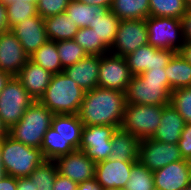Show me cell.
I'll return each mask as SVG.
<instances>
[{
  "label": "cell",
  "instance_id": "cell-1",
  "mask_svg": "<svg viewBox=\"0 0 191 190\" xmlns=\"http://www.w3.org/2000/svg\"><path fill=\"white\" fill-rule=\"evenodd\" d=\"M125 107L124 92L96 87L85 92L78 116L84 126L121 128Z\"/></svg>",
  "mask_w": 191,
  "mask_h": 190
},
{
  "label": "cell",
  "instance_id": "cell-2",
  "mask_svg": "<svg viewBox=\"0 0 191 190\" xmlns=\"http://www.w3.org/2000/svg\"><path fill=\"white\" fill-rule=\"evenodd\" d=\"M165 68L133 75L125 92L126 104L165 106L171 103V86Z\"/></svg>",
  "mask_w": 191,
  "mask_h": 190
},
{
  "label": "cell",
  "instance_id": "cell-3",
  "mask_svg": "<svg viewBox=\"0 0 191 190\" xmlns=\"http://www.w3.org/2000/svg\"><path fill=\"white\" fill-rule=\"evenodd\" d=\"M85 91L63 72L52 75L40 102L55 115L78 114Z\"/></svg>",
  "mask_w": 191,
  "mask_h": 190
},
{
  "label": "cell",
  "instance_id": "cell-4",
  "mask_svg": "<svg viewBox=\"0 0 191 190\" xmlns=\"http://www.w3.org/2000/svg\"><path fill=\"white\" fill-rule=\"evenodd\" d=\"M54 115L40 101H34L21 120L9 130V135L26 146L40 149Z\"/></svg>",
  "mask_w": 191,
  "mask_h": 190
},
{
  "label": "cell",
  "instance_id": "cell-5",
  "mask_svg": "<svg viewBox=\"0 0 191 190\" xmlns=\"http://www.w3.org/2000/svg\"><path fill=\"white\" fill-rule=\"evenodd\" d=\"M1 157L6 175L27 177L45 158L42 150L26 146L9 134L3 137Z\"/></svg>",
  "mask_w": 191,
  "mask_h": 190
},
{
  "label": "cell",
  "instance_id": "cell-6",
  "mask_svg": "<svg viewBox=\"0 0 191 190\" xmlns=\"http://www.w3.org/2000/svg\"><path fill=\"white\" fill-rule=\"evenodd\" d=\"M163 107L126 104L121 128L139 140L151 138L161 123Z\"/></svg>",
  "mask_w": 191,
  "mask_h": 190
},
{
  "label": "cell",
  "instance_id": "cell-7",
  "mask_svg": "<svg viewBox=\"0 0 191 190\" xmlns=\"http://www.w3.org/2000/svg\"><path fill=\"white\" fill-rule=\"evenodd\" d=\"M34 99L16 76H12L0 94V118L8 130L17 124Z\"/></svg>",
  "mask_w": 191,
  "mask_h": 190
},
{
  "label": "cell",
  "instance_id": "cell-8",
  "mask_svg": "<svg viewBox=\"0 0 191 190\" xmlns=\"http://www.w3.org/2000/svg\"><path fill=\"white\" fill-rule=\"evenodd\" d=\"M145 20L148 44L157 49H168L178 52L185 42L181 19L149 16Z\"/></svg>",
  "mask_w": 191,
  "mask_h": 190
},
{
  "label": "cell",
  "instance_id": "cell-9",
  "mask_svg": "<svg viewBox=\"0 0 191 190\" xmlns=\"http://www.w3.org/2000/svg\"><path fill=\"white\" fill-rule=\"evenodd\" d=\"M132 76L125 57L110 53L100 56L98 87L125 93Z\"/></svg>",
  "mask_w": 191,
  "mask_h": 190
},
{
  "label": "cell",
  "instance_id": "cell-10",
  "mask_svg": "<svg viewBox=\"0 0 191 190\" xmlns=\"http://www.w3.org/2000/svg\"><path fill=\"white\" fill-rule=\"evenodd\" d=\"M116 129L117 127L108 125L84 126L78 150L95 163L109 159L112 151L111 139Z\"/></svg>",
  "mask_w": 191,
  "mask_h": 190
},
{
  "label": "cell",
  "instance_id": "cell-11",
  "mask_svg": "<svg viewBox=\"0 0 191 190\" xmlns=\"http://www.w3.org/2000/svg\"><path fill=\"white\" fill-rule=\"evenodd\" d=\"M147 44L148 32L145 19L120 20L115 41L109 52L125 57Z\"/></svg>",
  "mask_w": 191,
  "mask_h": 190
},
{
  "label": "cell",
  "instance_id": "cell-12",
  "mask_svg": "<svg viewBox=\"0 0 191 190\" xmlns=\"http://www.w3.org/2000/svg\"><path fill=\"white\" fill-rule=\"evenodd\" d=\"M138 160L152 172L169 163L183 160L178 144L159 142L151 138L140 140Z\"/></svg>",
  "mask_w": 191,
  "mask_h": 190
},
{
  "label": "cell",
  "instance_id": "cell-13",
  "mask_svg": "<svg viewBox=\"0 0 191 190\" xmlns=\"http://www.w3.org/2000/svg\"><path fill=\"white\" fill-rule=\"evenodd\" d=\"M175 53L172 50L157 49L147 44L125 56V59L130 73L139 75L144 71L165 68Z\"/></svg>",
  "mask_w": 191,
  "mask_h": 190
},
{
  "label": "cell",
  "instance_id": "cell-14",
  "mask_svg": "<svg viewBox=\"0 0 191 190\" xmlns=\"http://www.w3.org/2000/svg\"><path fill=\"white\" fill-rule=\"evenodd\" d=\"M58 173L77 184L95 178L96 163L81 150H75L55 160Z\"/></svg>",
  "mask_w": 191,
  "mask_h": 190
},
{
  "label": "cell",
  "instance_id": "cell-15",
  "mask_svg": "<svg viewBox=\"0 0 191 190\" xmlns=\"http://www.w3.org/2000/svg\"><path fill=\"white\" fill-rule=\"evenodd\" d=\"M11 31L20 41L23 50L29 57L49 40L45 30L44 18L40 15L25 19L16 24Z\"/></svg>",
  "mask_w": 191,
  "mask_h": 190
},
{
  "label": "cell",
  "instance_id": "cell-16",
  "mask_svg": "<svg viewBox=\"0 0 191 190\" xmlns=\"http://www.w3.org/2000/svg\"><path fill=\"white\" fill-rule=\"evenodd\" d=\"M29 60L20 41L9 30L0 33V70L16 76Z\"/></svg>",
  "mask_w": 191,
  "mask_h": 190
},
{
  "label": "cell",
  "instance_id": "cell-17",
  "mask_svg": "<svg viewBox=\"0 0 191 190\" xmlns=\"http://www.w3.org/2000/svg\"><path fill=\"white\" fill-rule=\"evenodd\" d=\"M155 190H177L191 182V161L183 159L153 172Z\"/></svg>",
  "mask_w": 191,
  "mask_h": 190
},
{
  "label": "cell",
  "instance_id": "cell-18",
  "mask_svg": "<svg viewBox=\"0 0 191 190\" xmlns=\"http://www.w3.org/2000/svg\"><path fill=\"white\" fill-rule=\"evenodd\" d=\"M136 162L107 159L96 163L95 179L103 189L124 188Z\"/></svg>",
  "mask_w": 191,
  "mask_h": 190
},
{
  "label": "cell",
  "instance_id": "cell-19",
  "mask_svg": "<svg viewBox=\"0 0 191 190\" xmlns=\"http://www.w3.org/2000/svg\"><path fill=\"white\" fill-rule=\"evenodd\" d=\"M51 127L62 138V156L79 149L84 125L78 114L54 115Z\"/></svg>",
  "mask_w": 191,
  "mask_h": 190
},
{
  "label": "cell",
  "instance_id": "cell-20",
  "mask_svg": "<svg viewBox=\"0 0 191 190\" xmlns=\"http://www.w3.org/2000/svg\"><path fill=\"white\" fill-rule=\"evenodd\" d=\"M100 56L87 55L77 63L68 66L63 73L85 92L98 87Z\"/></svg>",
  "mask_w": 191,
  "mask_h": 190
},
{
  "label": "cell",
  "instance_id": "cell-21",
  "mask_svg": "<svg viewBox=\"0 0 191 190\" xmlns=\"http://www.w3.org/2000/svg\"><path fill=\"white\" fill-rule=\"evenodd\" d=\"M52 75L49 71L29 59L16 77L34 101H39L49 86Z\"/></svg>",
  "mask_w": 191,
  "mask_h": 190
},
{
  "label": "cell",
  "instance_id": "cell-22",
  "mask_svg": "<svg viewBox=\"0 0 191 190\" xmlns=\"http://www.w3.org/2000/svg\"><path fill=\"white\" fill-rule=\"evenodd\" d=\"M185 124L178 111L171 104H167L162 110L161 123L151 139L178 144Z\"/></svg>",
  "mask_w": 191,
  "mask_h": 190
},
{
  "label": "cell",
  "instance_id": "cell-23",
  "mask_svg": "<svg viewBox=\"0 0 191 190\" xmlns=\"http://www.w3.org/2000/svg\"><path fill=\"white\" fill-rule=\"evenodd\" d=\"M140 140L133 134L117 128L111 139V154L109 159L123 162H137L139 158Z\"/></svg>",
  "mask_w": 191,
  "mask_h": 190
},
{
  "label": "cell",
  "instance_id": "cell-24",
  "mask_svg": "<svg viewBox=\"0 0 191 190\" xmlns=\"http://www.w3.org/2000/svg\"><path fill=\"white\" fill-rule=\"evenodd\" d=\"M45 30L49 40L55 42L74 39L79 30L76 22L66 12L44 18Z\"/></svg>",
  "mask_w": 191,
  "mask_h": 190
},
{
  "label": "cell",
  "instance_id": "cell-25",
  "mask_svg": "<svg viewBox=\"0 0 191 190\" xmlns=\"http://www.w3.org/2000/svg\"><path fill=\"white\" fill-rule=\"evenodd\" d=\"M109 9L98 5H87L78 0H71L65 12L72 21L76 22L79 28H86L90 23L95 22Z\"/></svg>",
  "mask_w": 191,
  "mask_h": 190
},
{
  "label": "cell",
  "instance_id": "cell-26",
  "mask_svg": "<svg viewBox=\"0 0 191 190\" xmlns=\"http://www.w3.org/2000/svg\"><path fill=\"white\" fill-rule=\"evenodd\" d=\"M165 71L171 91L191 87V64L185 61L178 52L173 55Z\"/></svg>",
  "mask_w": 191,
  "mask_h": 190
},
{
  "label": "cell",
  "instance_id": "cell-27",
  "mask_svg": "<svg viewBox=\"0 0 191 190\" xmlns=\"http://www.w3.org/2000/svg\"><path fill=\"white\" fill-rule=\"evenodd\" d=\"M110 10L120 20L146 19L150 15L149 0H113Z\"/></svg>",
  "mask_w": 191,
  "mask_h": 190
},
{
  "label": "cell",
  "instance_id": "cell-28",
  "mask_svg": "<svg viewBox=\"0 0 191 190\" xmlns=\"http://www.w3.org/2000/svg\"><path fill=\"white\" fill-rule=\"evenodd\" d=\"M29 59L53 75L64 71L57 51L56 42L53 40H48L37 49Z\"/></svg>",
  "mask_w": 191,
  "mask_h": 190
},
{
  "label": "cell",
  "instance_id": "cell-29",
  "mask_svg": "<svg viewBox=\"0 0 191 190\" xmlns=\"http://www.w3.org/2000/svg\"><path fill=\"white\" fill-rule=\"evenodd\" d=\"M120 19L109 9L88 27L93 28L98 39L110 50L115 41Z\"/></svg>",
  "mask_w": 191,
  "mask_h": 190
},
{
  "label": "cell",
  "instance_id": "cell-30",
  "mask_svg": "<svg viewBox=\"0 0 191 190\" xmlns=\"http://www.w3.org/2000/svg\"><path fill=\"white\" fill-rule=\"evenodd\" d=\"M57 174L55 160L45 159L28 177L34 182L36 190H52Z\"/></svg>",
  "mask_w": 191,
  "mask_h": 190
},
{
  "label": "cell",
  "instance_id": "cell-31",
  "mask_svg": "<svg viewBox=\"0 0 191 190\" xmlns=\"http://www.w3.org/2000/svg\"><path fill=\"white\" fill-rule=\"evenodd\" d=\"M149 10V16L177 19H181L188 11L184 0H149Z\"/></svg>",
  "mask_w": 191,
  "mask_h": 190
},
{
  "label": "cell",
  "instance_id": "cell-32",
  "mask_svg": "<svg viewBox=\"0 0 191 190\" xmlns=\"http://www.w3.org/2000/svg\"><path fill=\"white\" fill-rule=\"evenodd\" d=\"M79 44L87 55H104L109 53V49L98 39L93 28H79L73 39Z\"/></svg>",
  "mask_w": 191,
  "mask_h": 190
},
{
  "label": "cell",
  "instance_id": "cell-33",
  "mask_svg": "<svg viewBox=\"0 0 191 190\" xmlns=\"http://www.w3.org/2000/svg\"><path fill=\"white\" fill-rule=\"evenodd\" d=\"M125 190H155L153 172L139 160L133 165Z\"/></svg>",
  "mask_w": 191,
  "mask_h": 190
},
{
  "label": "cell",
  "instance_id": "cell-34",
  "mask_svg": "<svg viewBox=\"0 0 191 190\" xmlns=\"http://www.w3.org/2000/svg\"><path fill=\"white\" fill-rule=\"evenodd\" d=\"M62 68L65 69L87 56L83 48L73 39L56 42Z\"/></svg>",
  "mask_w": 191,
  "mask_h": 190
},
{
  "label": "cell",
  "instance_id": "cell-35",
  "mask_svg": "<svg viewBox=\"0 0 191 190\" xmlns=\"http://www.w3.org/2000/svg\"><path fill=\"white\" fill-rule=\"evenodd\" d=\"M37 3H29L16 1L12 4L6 6L7 11V22L10 30L18 23L24 21L25 19L31 18L37 13Z\"/></svg>",
  "mask_w": 191,
  "mask_h": 190
},
{
  "label": "cell",
  "instance_id": "cell-36",
  "mask_svg": "<svg viewBox=\"0 0 191 190\" xmlns=\"http://www.w3.org/2000/svg\"><path fill=\"white\" fill-rule=\"evenodd\" d=\"M170 104L178 111L186 124L191 123V87L173 90Z\"/></svg>",
  "mask_w": 191,
  "mask_h": 190
},
{
  "label": "cell",
  "instance_id": "cell-37",
  "mask_svg": "<svg viewBox=\"0 0 191 190\" xmlns=\"http://www.w3.org/2000/svg\"><path fill=\"white\" fill-rule=\"evenodd\" d=\"M40 149L45 159L56 160L62 156V138L52 127L46 131Z\"/></svg>",
  "mask_w": 191,
  "mask_h": 190
},
{
  "label": "cell",
  "instance_id": "cell-38",
  "mask_svg": "<svg viewBox=\"0 0 191 190\" xmlns=\"http://www.w3.org/2000/svg\"><path fill=\"white\" fill-rule=\"evenodd\" d=\"M70 2L71 0H38L37 13L42 18L62 14Z\"/></svg>",
  "mask_w": 191,
  "mask_h": 190
},
{
  "label": "cell",
  "instance_id": "cell-39",
  "mask_svg": "<svg viewBox=\"0 0 191 190\" xmlns=\"http://www.w3.org/2000/svg\"><path fill=\"white\" fill-rule=\"evenodd\" d=\"M178 147L183 159L191 161V123L185 124Z\"/></svg>",
  "mask_w": 191,
  "mask_h": 190
},
{
  "label": "cell",
  "instance_id": "cell-40",
  "mask_svg": "<svg viewBox=\"0 0 191 190\" xmlns=\"http://www.w3.org/2000/svg\"><path fill=\"white\" fill-rule=\"evenodd\" d=\"M77 185L75 181L58 173L54 180L52 190H75Z\"/></svg>",
  "mask_w": 191,
  "mask_h": 190
},
{
  "label": "cell",
  "instance_id": "cell-41",
  "mask_svg": "<svg viewBox=\"0 0 191 190\" xmlns=\"http://www.w3.org/2000/svg\"><path fill=\"white\" fill-rule=\"evenodd\" d=\"M183 37L186 42L191 43V10L181 18Z\"/></svg>",
  "mask_w": 191,
  "mask_h": 190
},
{
  "label": "cell",
  "instance_id": "cell-42",
  "mask_svg": "<svg viewBox=\"0 0 191 190\" xmlns=\"http://www.w3.org/2000/svg\"><path fill=\"white\" fill-rule=\"evenodd\" d=\"M17 178L5 175L4 178L0 181V190H17Z\"/></svg>",
  "mask_w": 191,
  "mask_h": 190
},
{
  "label": "cell",
  "instance_id": "cell-43",
  "mask_svg": "<svg viewBox=\"0 0 191 190\" xmlns=\"http://www.w3.org/2000/svg\"><path fill=\"white\" fill-rule=\"evenodd\" d=\"M75 190H103V187L97 183L95 178H92L78 184Z\"/></svg>",
  "mask_w": 191,
  "mask_h": 190
},
{
  "label": "cell",
  "instance_id": "cell-44",
  "mask_svg": "<svg viewBox=\"0 0 191 190\" xmlns=\"http://www.w3.org/2000/svg\"><path fill=\"white\" fill-rule=\"evenodd\" d=\"M17 190H36L34 182L27 177H18L17 178Z\"/></svg>",
  "mask_w": 191,
  "mask_h": 190
},
{
  "label": "cell",
  "instance_id": "cell-45",
  "mask_svg": "<svg viewBox=\"0 0 191 190\" xmlns=\"http://www.w3.org/2000/svg\"><path fill=\"white\" fill-rule=\"evenodd\" d=\"M6 6L0 2V33L9 31Z\"/></svg>",
  "mask_w": 191,
  "mask_h": 190
},
{
  "label": "cell",
  "instance_id": "cell-46",
  "mask_svg": "<svg viewBox=\"0 0 191 190\" xmlns=\"http://www.w3.org/2000/svg\"><path fill=\"white\" fill-rule=\"evenodd\" d=\"M178 54L185 61L191 64V43L185 41L181 48L178 50Z\"/></svg>",
  "mask_w": 191,
  "mask_h": 190
},
{
  "label": "cell",
  "instance_id": "cell-47",
  "mask_svg": "<svg viewBox=\"0 0 191 190\" xmlns=\"http://www.w3.org/2000/svg\"><path fill=\"white\" fill-rule=\"evenodd\" d=\"M87 5H98L110 9L113 0H78Z\"/></svg>",
  "mask_w": 191,
  "mask_h": 190
},
{
  "label": "cell",
  "instance_id": "cell-48",
  "mask_svg": "<svg viewBox=\"0 0 191 190\" xmlns=\"http://www.w3.org/2000/svg\"><path fill=\"white\" fill-rule=\"evenodd\" d=\"M11 77L12 75L10 73L0 70V94H1V91L5 88L6 84L8 83Z\"/></svg>",
  "mask_w": 191,
  "mask_h": 190
},
{
  "label": "cell",
  "instance_id": "cell-49",
  "mask_svg": "<svg viewBox=\"0 0 191 190\" xmlns=\"http://www.w3.org/2000/svg\"><path fill=\"white\" fill-rule=\"evenodd\" d=\"M18 0H0V2L4 5L7 6L9 4H12L14 2H16ZM24 2H29V3H37L38 0H22ZM19 2H21V0H19Z\"/></svg>",
  "mask_w": 191,
  "mask_h": 190
},
{
  "label": "cell",
  "instance_id": "cell-50",
  "mask_svg": "<svg viewBox=\"0 0 191 190\" xmlns=\"http://www.w3.org/2000/svg\"><path fill=\"white\" fill-rule=\"evenodd\" d=\"M9 134V130L6 128V126L3 124L2 119L0 118V137H5Z\"/></svg>",
  "mask_w": 191,
  "mask_h": 190
},
{
  "label": "cell",
  "instance_id": "cell-51",
  "mask_svg": "<svg viewBox=\"0 0 191 190\" xmlns=\"http://www.w3.org/2000/svg\"><path fill=\"white\" fill-rule=\"evenodd\" d=\"M5 175H6V172L3 167V162H2V159H0V181L4 178Z\"/></svg>",
  "mask_w": 191,
  "mask_h": 190
},
{
  "label": "cell",
  "instance_id": "cell-52",
  "mask_svg": "<svg viewBox=\"0 0 191 190\" xmlns=\"http://www.w3.org/2000/svg\"><path fill=\"white\" fill-rule=\"evenodd\" d=\"M187 10H191V0H184Z\"/></svg>",
  "mask_w": 191,
  "mask_h": 190
},
{
  "label": "cell",
  "instance_id": "cell-53",
  "mask_svg": "<svg viewBox=\"0 0 191 190\" xmlns=\"http://www.w3.org/2000/svg\"><path fill=\"white\" fill-rule=\"evenodd\" d=\"M103 190H125L124 188H105Z\"/></svg>",
  "mask_w": 191,
  "mask_h": 190
},
{
  "label": "cell",
  "instance_id": "cell-54",
  "mask_svg": "<svg viewBox=\"0 0 191 190\" xmlns=\"http://www.w3.org/2000/svg\"><path fill=\"white\" fill-rule=\"evenodd\" d=\"M2 141H3V137H0V159H2V157H1V143H2Z\"/></svg>",
  "mask_w": 191,
  "mask_h": 190
},
{
  "label": "cell",
  "instance_id": "cell-55",
  "mask_svg": "<svg viewBox=\"0 0 191 190\" xmlns=\"http://www.w3.org/2000/svg\"><path fill=\"white\" fill-rule=\"evenodd\" d=\"M177 190H188V186L182 187V188L177 189Z\"/></svg>",
  "mask_w": 191,
  "mask_h": 190
},
{
  "label": "cell",
  "instance_id": "cell-56",
  "mask_svg": "<svg viewBox=\"0 0 191 190\" xmlns=\"http://www.w3.org/2000/svg\"><path fill=\"white\" fill-rule=\"evenodd\" d=\"M188 190H191V182L188 185Z\"/></svg>",
  "mask_w": 191,
  "mask_h": 190
}]
</instances>
